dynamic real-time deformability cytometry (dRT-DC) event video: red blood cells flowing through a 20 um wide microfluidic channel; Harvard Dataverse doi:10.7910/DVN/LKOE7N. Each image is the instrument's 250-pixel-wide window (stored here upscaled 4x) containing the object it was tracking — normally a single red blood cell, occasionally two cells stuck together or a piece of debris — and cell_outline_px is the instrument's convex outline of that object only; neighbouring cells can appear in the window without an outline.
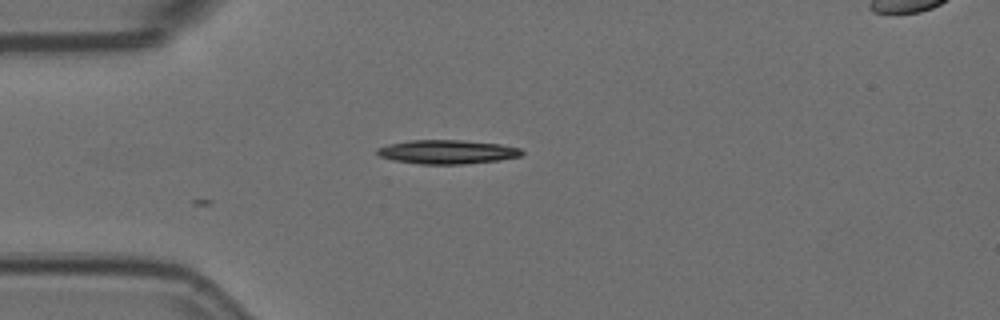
{"species": "Egyptian fruit bat (a non-hibernating species)", "species_latin": "Rousettus aegyptiacus", "temperature_condition": "room temperature", "stored_images_in_passage": 4, "camera_frame_rate_fps": 3000, "um_per_image_px": 0.085, "animal": {"sex": "female"}, "frame": {"image": 1, "passage_image": 1, "time_ms": 0.0, "image_size_px": [1000, 320], "cell_outline_px": [[524, 152], [520, 156], [500, 160], [464, 164], [420, 164], [392, 160], [380, 156], [376, 152], [376, 148], [388, 144], [408, 140], [460, 140], [500, 144], [520, 148]], "centroid_in_image_um": [37.99, 12.91], "position_along_channel_um": 47.0, "area_um2": 20.23}}